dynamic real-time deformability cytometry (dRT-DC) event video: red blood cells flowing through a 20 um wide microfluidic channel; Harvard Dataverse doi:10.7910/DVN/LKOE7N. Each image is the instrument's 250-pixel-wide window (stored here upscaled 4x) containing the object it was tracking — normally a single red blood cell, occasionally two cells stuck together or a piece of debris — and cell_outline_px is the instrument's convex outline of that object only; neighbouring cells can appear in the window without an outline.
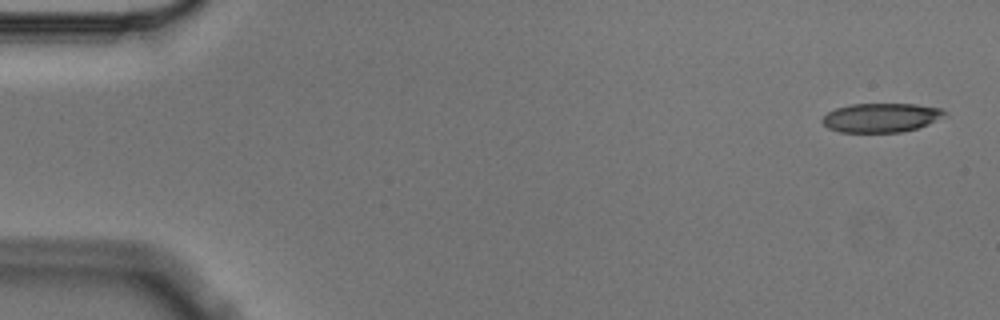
{"species": "Egyptian fruit bat (a non-hibernating species)", "species_latin": "Rousettus aegyptiacus", "temperature_condition": "cold", "stored_images_in_passage": 4, "camera_frame_rate_fps": 3000, "um_per_image_px": 0.085, "animal": {"sex": "male"}, "frame": {"image": 1, "passage_image": 1, "time_ms": 0.0, "image_size_px": [1000, 320], "cell_outline_px": [[948, 116], [928, 124], [916, 128], [900, 132], [840, 132], [828, 128], [820, 120], [828, 112], [836, 108], [848, 104], [916, 104], [940, 108], [948, 112]], "centroid_in_image_um": [74.92, 9.99], "position_along_channel_um": 10.1, "area_um2": 20.87}}